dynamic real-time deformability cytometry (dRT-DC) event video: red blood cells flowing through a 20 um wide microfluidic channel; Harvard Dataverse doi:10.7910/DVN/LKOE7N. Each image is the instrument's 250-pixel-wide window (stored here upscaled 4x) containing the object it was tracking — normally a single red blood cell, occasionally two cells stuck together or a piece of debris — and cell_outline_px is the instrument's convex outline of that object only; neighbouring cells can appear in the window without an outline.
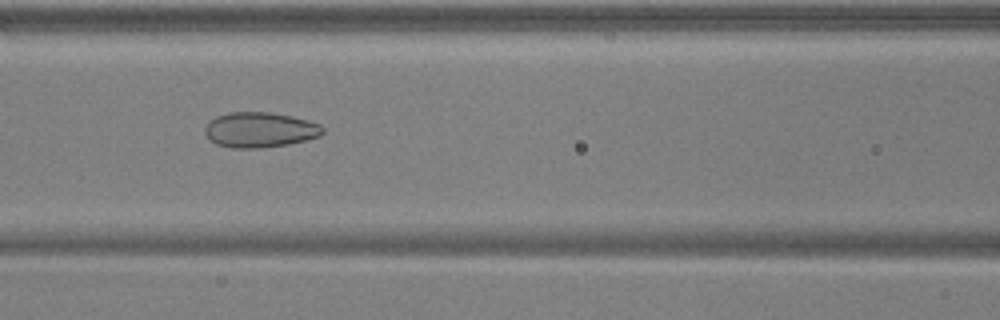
{"species": "common noctule bat (a hibernating species)", "species_latin": "Nyctalus noctula", "temperature_condition": "warm", "stored_images_in_passage": 7, "camera_frame_rate_fps": 3000, "um_per_image_px": 0.085, "animal": {"sex": "male", "body_mass_g": 17.9, "forearm_length_mm": 54.2}, "frame": {"image": 1, "passage_image": 6, "time_ms": 1.667, "image_size_px": [1000, 320], "cell_outline_px": [[324, 132], [320, 136], [288, 144], [260, 148], [232, 148], [216, 144], [204, 132], [204, 128], [216, 116], [228, 112], [268, 112], [292, 116], [308, 120], [320, 124], [324, 128]], "centroid_in_image_um": [22.11, 11.03], "position_along_channel_um": 144.5, "area_um2": 24.1}}
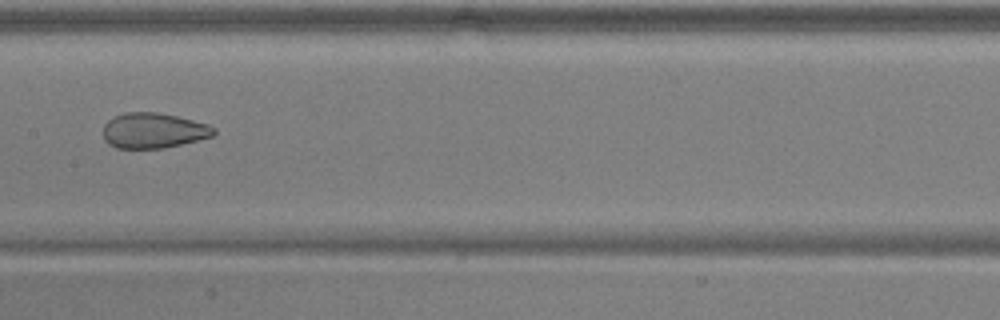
{"frame": {"image": 2, "passage_image": 7, "time_ms": 2.0, "image_size_px": [1000, 320], "cell_outline_px": [[216, 132], [212, 136], [164, 148], [116, 148], [108, 144], [104, 140], [104, 124], [112, 116], [124, 112], [156, 112], [176, 116], [208, 124], [216, 128]], "centroid_in_image_um": [13.01, 11.09], "position_along_channel_um": 194.4, "area_um2": 22.77}}